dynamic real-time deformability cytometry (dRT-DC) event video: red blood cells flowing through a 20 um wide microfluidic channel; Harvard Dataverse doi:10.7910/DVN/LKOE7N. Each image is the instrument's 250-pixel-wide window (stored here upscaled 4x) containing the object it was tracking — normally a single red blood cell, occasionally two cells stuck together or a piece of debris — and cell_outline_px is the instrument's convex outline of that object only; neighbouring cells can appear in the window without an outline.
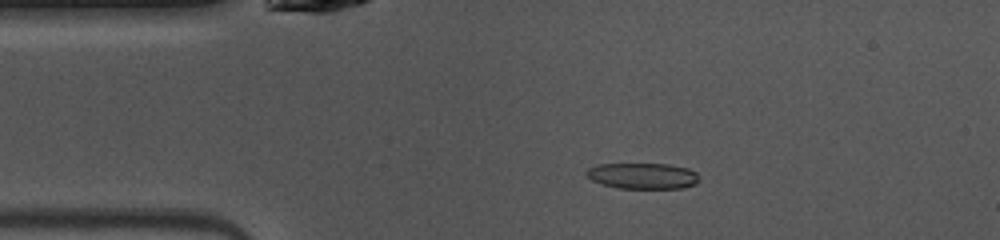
{"species": "common noctule bat (a hibernating species)", "species_latin": "Nyctalus noctula", "temperature_condition": "warm", "stored_images_in_passage": 46, "camera_frame_rate_fps": 3000, "um_per_image_px": 0.085, "animal": {"sex": "female", "body_mass_g": 10.0, "forearm_length_mm": 53.1}, "frame": {"image": 1, "passage_image": 7, "time_ms": 2.0, "image_size_px": [1000, 240], "cell_outline_px": [[700, 180], [696, 184], [684, 188], [616, 188], [592, 180], [584, 172], [588, 168], [596, 164], [668, 164], [688, 168], [696, 172]], "centroid_in_image_um": [54.65, 14.95], "position_along_channel_um": 30.4, "area_um2": 17.11}}
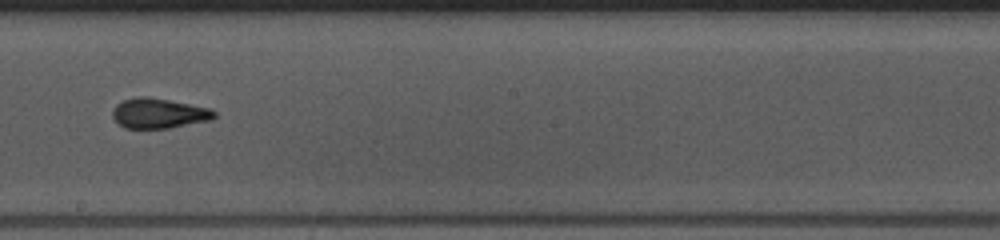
{"frame": {"image": 2, "passage_image": 24, "time_ms": 7.667, "image_size_px": [1000, 240], "cell_outline_px": [[216, 116], [212, 120], [168, 128], [124, 128], [112, 116], [112, 108], [116, 104], [124, 100], [136, 96], [148, 96], [208, 108], [216, 112]], "centroid_in_image_um": [13.47, 9.63], "position_along_channel_um": 234.7, "area_um2": 17.74}}
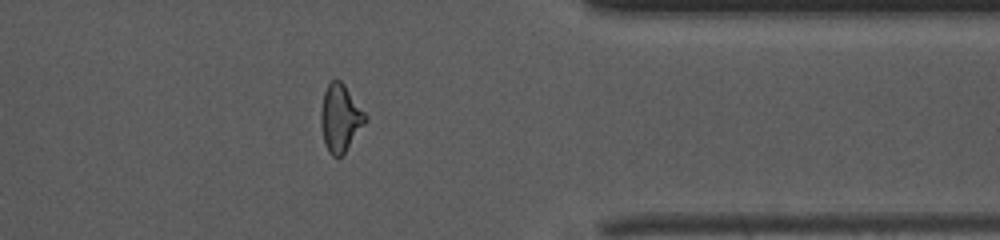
{"frame": {"image": 3, "passage_image": 36, "time_ms": 11.667, "image_size_px": [1000, 240], "cell_outline_px": [[368, 120], [344, 152], [340, 156], [332, 156], [328, 152], [324, 144], [320, 124], [320, 112], [324, 92], [328, 84], [332, 80], [340, 80], [344, 84], [368, 116]], "centroid_in_image_um": [28.92, 10.03], "position_along_channel_um": 382.5, "area_um2": 17.46}, "authors_computed_cell_mechanics": {"area_um2": 17.4845, "velocity_mm_per_s": 4.0888, "shape_relaxation_time_tau1_ms": 6.406, "shape_relaxation_time_tau2_ms": 1.7314, "deformation_change_tau1": 0.1828, "deformation_change_tau2": 0.0911}}